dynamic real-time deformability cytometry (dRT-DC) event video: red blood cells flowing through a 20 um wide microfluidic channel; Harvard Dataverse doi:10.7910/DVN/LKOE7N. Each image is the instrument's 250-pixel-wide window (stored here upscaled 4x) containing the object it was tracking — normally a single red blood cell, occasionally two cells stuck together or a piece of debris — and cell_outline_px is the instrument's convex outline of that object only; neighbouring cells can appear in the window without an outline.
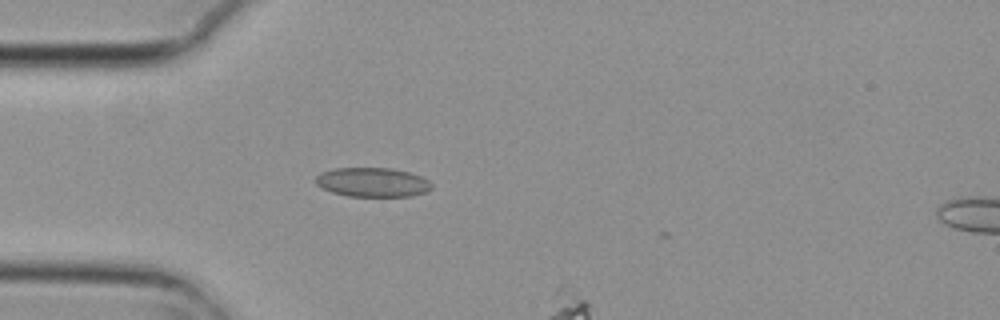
{"species": "common noctule bat (a hibernating species)", "species_latin": "Nyctalus noctula", "temperature_condition": "cold", "stored_images_in_passage": 2, "camera_frame_rate_fps": 3000, "um_per_image_px": 0.085, "animal": {"sex": "female", "body_mass_g": 29.2, "forearm_length_mm": 56.3}, "frame": {"image": 1, "passage_image": 1, "time_ms": 0.0, "image_size_px": [1000, 320], "cell_outline_px": [[432, 188], [424, 192], [412, 196], [348, 196], [332, 192], [316, 184], [316, 176], [320, 172], [332, 168], [392, 168], [408, 172], [420, 176], [428, 180], [432, 184]], "centroid_in_image_um": [31.65, 15.48], "position_along_channel_um": 53.3, "area_um2": 19.71}}